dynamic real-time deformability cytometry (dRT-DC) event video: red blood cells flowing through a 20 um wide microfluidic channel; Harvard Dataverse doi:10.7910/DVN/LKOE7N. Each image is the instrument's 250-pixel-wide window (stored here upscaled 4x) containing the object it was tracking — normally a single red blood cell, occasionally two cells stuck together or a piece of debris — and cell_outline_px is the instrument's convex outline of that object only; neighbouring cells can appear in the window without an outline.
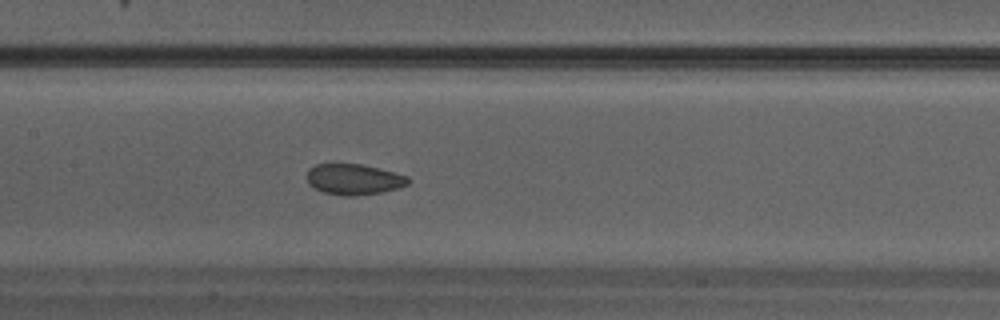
{"species": "Egyptian fruit bat (a non-hibernating species)", "species_latin": "Rousettus aegyptiacus", "temperature_condition": "warm", "stored_images_in_passage": 25, "camera_frame_rate_fps": 3000, "um_per_image_px": 0.085, "animal": {"sex": "male"}, "frame": {"image": 1, "passage_image": 8, "time_ms": 2.333, "image_size_px": [1000, 320], "cell_outline_px": [[412, 180], [408, 184], [396, 188], [380, 192], [352, 196], [344, 196], [324, 192], [308, 184], [304, 176], [308, 168], [316, 164], [332, 160], [360, 164], [408, 176]], "centroid_in_image_um": [29.97, 15.19], "position_along_channel_um": 177.4, "area_um2": 18.73}}
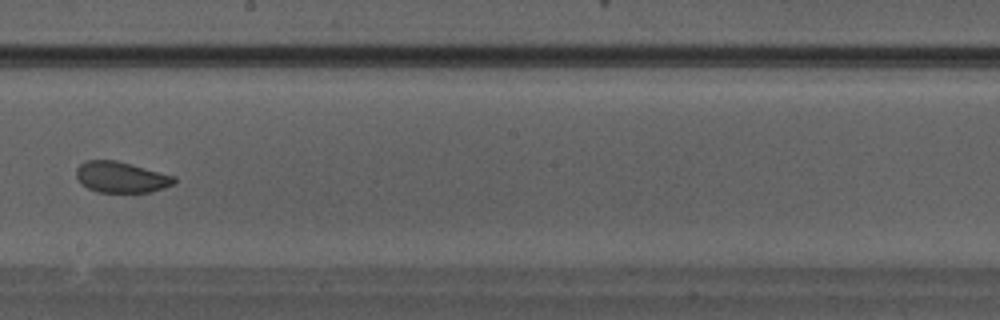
{"frame": {"image": 2, "passage_image": 11, "time_ms": 3.333, "image_size_px": [1000, 320], "cell_outline_px": [[176, 184], [152, 192], [96, 192], [88, 188], [76, 176], [76, 168], [84, 160], [116, 160], [176, 176]], "centroid_in_image_um": [10.33, 15.06], "position_along_channel_um": 237.9, "area_um2": 17.74}}
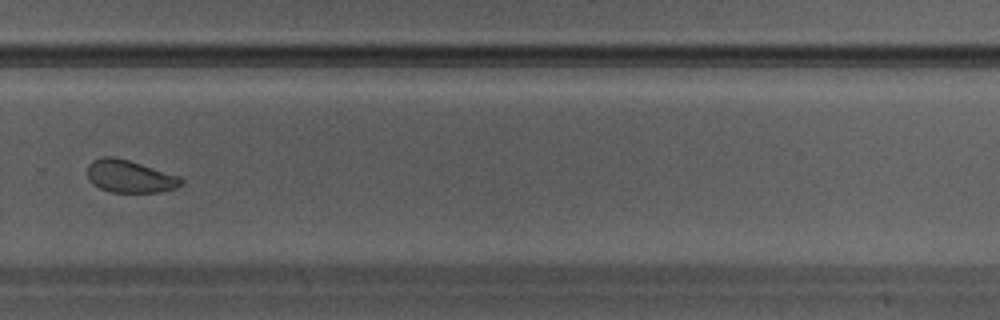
{"frame": {"image": 3, "passage_image": 15, "time_ms": 4.667, "image_size_px": [1000, 320], "cell_outline_px": [[184, 184], [160, 192], [112, 192], [100, 188], [92, 184], [88, 180], [88, 164], [92, 160], [104, 156], [112, 156], [128, 160], [180, 176], [184, 180]], "centroid_in_image_um": [11.02, 14.99], "position_along_channel_um": 318.8, "area_um2": 17.74}}